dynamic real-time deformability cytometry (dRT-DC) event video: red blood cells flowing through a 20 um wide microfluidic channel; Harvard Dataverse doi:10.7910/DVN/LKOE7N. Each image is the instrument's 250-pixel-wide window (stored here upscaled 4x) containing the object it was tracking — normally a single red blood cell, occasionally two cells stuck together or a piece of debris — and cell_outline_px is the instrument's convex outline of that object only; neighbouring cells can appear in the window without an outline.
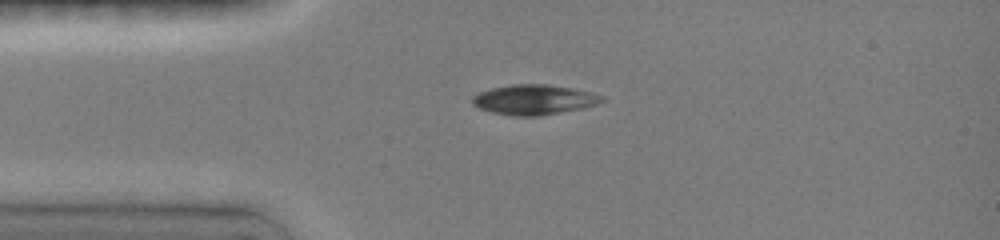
{"species": "common noctule bat (a hibernating species)", "species_latin": "Nyctalus noctula", "temperature_condition": "room temperature", "stored_images_in_passage": 32, "camera_frame_rate_fps": 3000, "um_per_image_px": 0.085, "animal": {"sex": "female", "body_mass_g": 19.0, "forearm_length_mm": 51.5}, "frame": {"image": 1, "passage_image": 1, "time_ms": 0.0, "image_size_px": [1000, 240], "cell_outline_px": [[604, 100], [596, 104], [584, 108], [540, 116], [512, 116], [492, 112], [480, 108], [472, 104], [472, 96], [480, 92], [492, 88], [512, 84], [544, 84], [572, 88], [592, 92], [604, 96]], "centroid_in_image_um": [45.4, 8.47], "position_along_channel_um": 39.6, "area_um2": 22.66}}
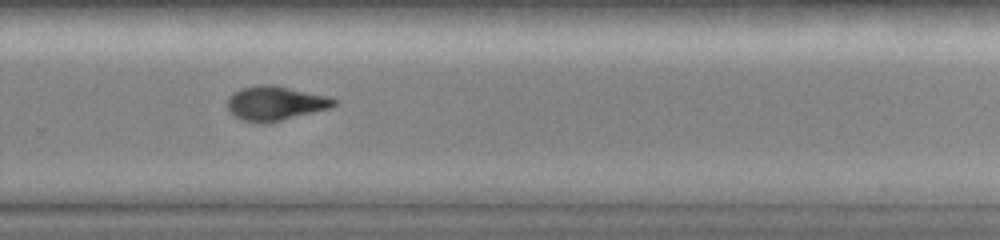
{"frame": {"image": 2, "passage_image": 21, "time_ms": 7.0, "image_size_px": [1000, 240], "cell_outline_px": [[336, 104], [328, 108], [268, 124], [260, 124], [244, 120], [232, 116], [228, 112], [228, 100], [240, 88], [260, 84], [268, 84], [328, 96], [336, 100]], "centroid_in_image_um": [23.36, 8.8], "position_along_channel_um": 306.4, "area_um2": 21.1}}
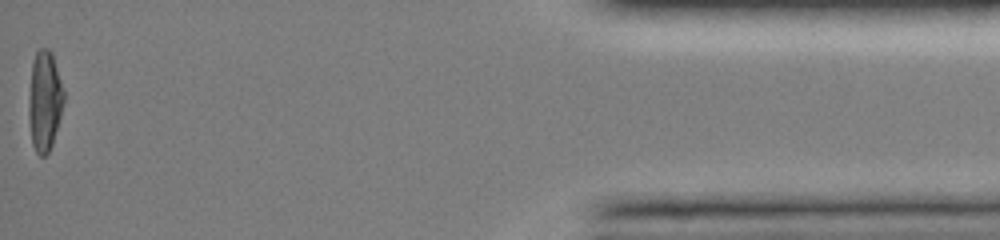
{"frame": {"image": 3, "passage_image": 32, "time_ms": 12.0, "image_size_px": [1000, 240], "cell_outline_px": [[64, 100], [60, 116], [52, 144], [48, 152], [44, 156], [40, 156], [36, 152], [32, 144], [28, 116], [28, 100], [32, 64], [36, 52], [40, 48], [48, 48], [52, 52], [64, 92]], "centroid_in_image_um": [3.77, 8.57], "position_along_channel_um": 431.4, "area_um2": 20.4}, "authors_computed_cell_mechanics": {"area_um2": 21.5883, "velocity_mm_per_s": 4.0683, "shape_relaxation_time_tau1_ms": 8.5382, "shape_relaxation_time_tau2_ms": 3.3937, "deformation_change_tau1": 0.2636, "deformation_change_tau2": 0.064}}